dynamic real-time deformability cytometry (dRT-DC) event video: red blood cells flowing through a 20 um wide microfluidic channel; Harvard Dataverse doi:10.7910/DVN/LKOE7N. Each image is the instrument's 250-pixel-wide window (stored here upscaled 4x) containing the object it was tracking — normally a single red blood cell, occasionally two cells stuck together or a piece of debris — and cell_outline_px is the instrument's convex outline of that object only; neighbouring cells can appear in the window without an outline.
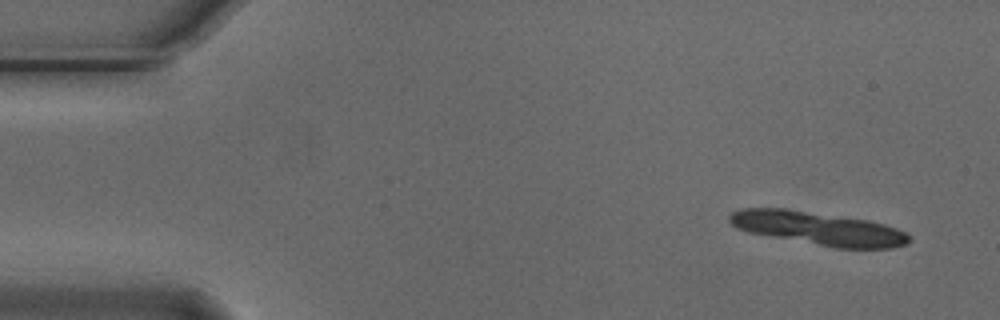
{"species": "Egyptian fruit bat (a non-hibernating species)", "species_latin": "Rousettus aegyptiacus", "temperature_condition": "cold", "stored_images_in_passage": 39, "camera_frame_rate_fps": 3000, "um_per_image_px": 0.085, "animal": {"sex": "male"}, "frame": {"image": 1, "passage_image": 1, "time_ms": 0.0, "image_size_px": [1000, 320], "cell_outline_px": [[912, 240], [908, 244], [892, 248], [836, 248], [768, 236], [748, 232], [736, 228], [728, 220], [728, 216], [732, 212], [740, 208], [788, 208], [868, 220], [884, 224], [908, 232]], "centroid_in_image_um": [69.56, 19.41], "position_along_channel_um": 15.4, "area_um2": 35.2}}